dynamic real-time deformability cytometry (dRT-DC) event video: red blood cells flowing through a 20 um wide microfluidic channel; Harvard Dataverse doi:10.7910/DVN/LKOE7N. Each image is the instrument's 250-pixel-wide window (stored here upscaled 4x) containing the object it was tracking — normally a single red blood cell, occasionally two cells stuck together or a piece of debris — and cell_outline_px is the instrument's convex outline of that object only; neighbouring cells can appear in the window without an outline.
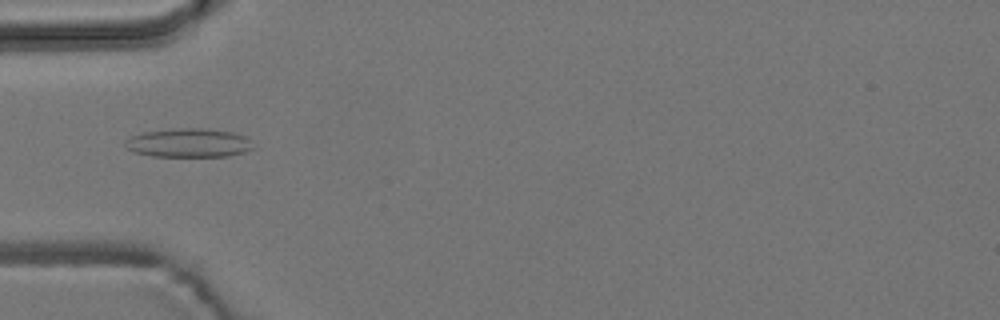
{"species": "common noctule bat (a hibernating species)", "species_latin": "Nyctalus noctula", "temperature_condition": "room temperature", "stored_images_in_passage": 47, "camera_frame_rate_fps": 3000, "um_per_image_px": 0.085, "animal": {"sex": "male", "body_mass_g": 19.2, "forearm_length_mm": 51.8}, "frame": {"image": 1, "passage_image": 15, "time_ms": 4.667, "image_size_px": [1000, 320], "cell_outline_px": [[252, 148], [244, 152], [228, 156], [152, 156], [136, 152], [124, 148], [124, 140], [132, 136], [144, 132], [180, 128], [200, 128], [236, 132], [244, 136], [248, 140]], "centroid_in_image_um": [16.0, 12.14], "position_along_channel_um": 69.0, "area_um2": 21.33}}
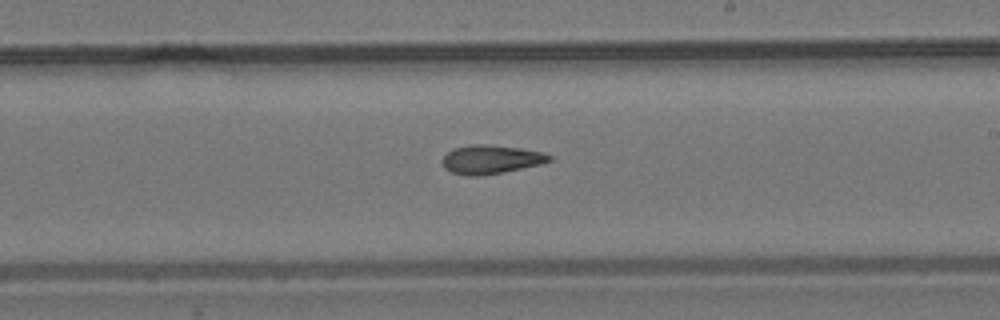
{"frame": {"image": 2, "passage_image": 29, "time_ms": 9.333, "image_size_px": [1000, 320], "cell_outline_px": [[552, 160], [540, 164], [500, 172], [476, 176], [468, 176], [452, 172], [444, 168], [444, 156], [452, 148], [472, 144], [480, 144], [520, 148], [544, 152], [552, 156]], "centroid_in_image_um": [41.73, 13.54], "position_along_channel_um": 247.3, "area_um2": 17.57}}
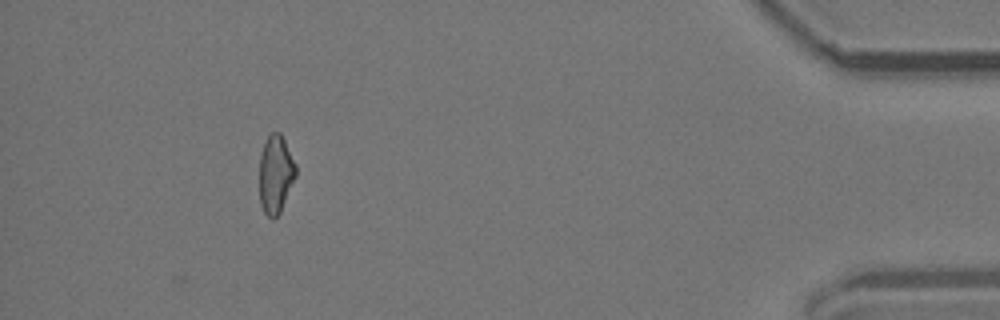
{"frame": {"image": 3, "passage_image": 47, "time_ms": 15.333, "image_size_px": [1000, 320], "cell_outline_px": [[296, 176], [280, 212], [272, 220], [264, 212], [260, 204], [260, 152], [268, 136], [272, 132], [280, 132], [296, 164]], "centroid_in_image_um": [23.42, 14.81], "position_along_channel_um": 411.8, "area_um2": 16.47}, "authors_computed_cell_mechanics": {"area_um2": 17.8024, "velocity_mm_per_s": 3.8103, "shape_relaxation_time_tau1_ms": null, "shape_relaxation_time_tau2_ms": 5.0951, "deformation_change_tau1": null, "deformation_change_tau2": 0.1491}}